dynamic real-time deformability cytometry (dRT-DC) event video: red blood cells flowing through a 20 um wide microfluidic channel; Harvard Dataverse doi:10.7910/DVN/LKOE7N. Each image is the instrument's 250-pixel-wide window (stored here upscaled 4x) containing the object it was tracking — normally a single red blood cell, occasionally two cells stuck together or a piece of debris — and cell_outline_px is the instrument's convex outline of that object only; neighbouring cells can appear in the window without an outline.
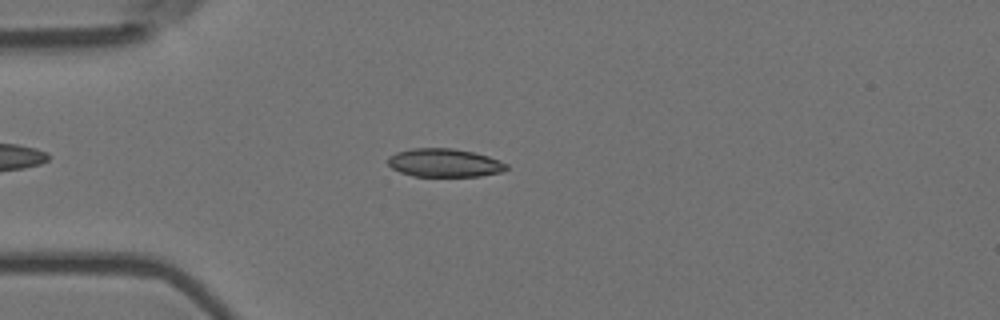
{"species": "Egyptian fruit bat (a non-hibernating species)", "species_latin": "Rousettus aegyptiacus", "temperature_condition": "room temperature", "stored_images_in_passage": 9, "camera_frame_rate_fps": 3000, "um_per_image_px": 0.085, "animal": {"sex": "female"}, "frame": {"image": 1, "passage_image": 3, "time_ms": 0.667, "image_size_px": [1000, 320], "cell_outline_px": [[508, 168], [500, 172], [480, 176], [412, 176], [400, 172], [392, 168], [388, 164], [388, 156], [396, 152], [412, 148], [452, 148], [472, 152], [488, 156], [500, 160], [508, 164]], "centroid_in_image_um": [37.76, 13.84], "position_along_channel_um": 47.2, "area_um2": 19.59}}
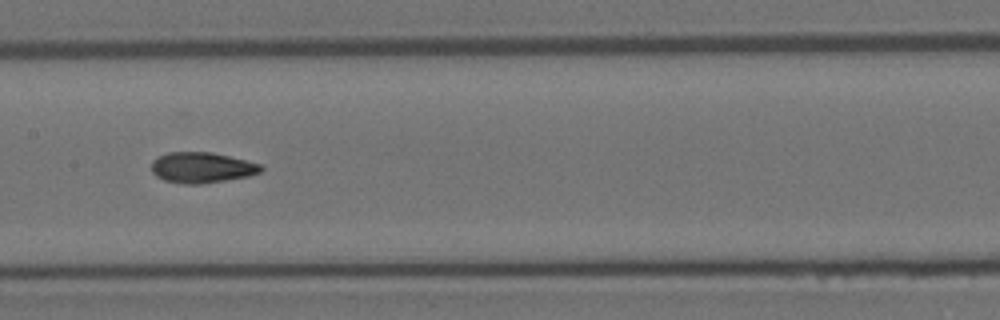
{"frame": {"image": 2, "passage_image": 7, "time_ms": 2.0, "image_size_px": [1000, 320], "cell_outline_px": [[264, 168], [260, 172], [248, 176], [200, 184], [184, 184], [164, 180], [156, 176], [152, 172], [152, 160], [156, 156], [168, 152], [212, 152], [260, 164]], "centroid_in_image_um": [17.11, 14.24], "position_along_channel_um": 190.3, "area_um2": 19.48}}
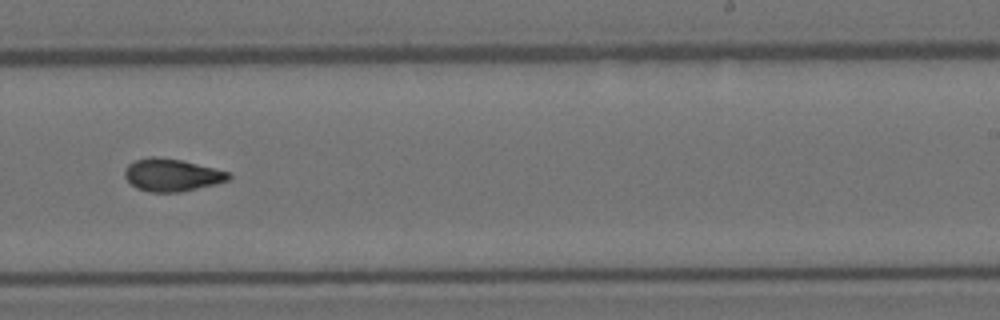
{"frame": {"image": 3, "passage_image": 9, "time_ms": 2.667, "image_size_px": [1000, 320], "cell_outline_px": [[232, 176], [228, 180], [216, 184], [180, 192], [148, 192], [136, 188], [124, 176], [124, 168], [128, 164], [136, 160], [148, 156], [156, 156], [180, 160], [228, 172]], "centroid_in_image_um": [14.56, 14.88], "position_along_channel_um": 274.4, "area_um2": 19.59}}